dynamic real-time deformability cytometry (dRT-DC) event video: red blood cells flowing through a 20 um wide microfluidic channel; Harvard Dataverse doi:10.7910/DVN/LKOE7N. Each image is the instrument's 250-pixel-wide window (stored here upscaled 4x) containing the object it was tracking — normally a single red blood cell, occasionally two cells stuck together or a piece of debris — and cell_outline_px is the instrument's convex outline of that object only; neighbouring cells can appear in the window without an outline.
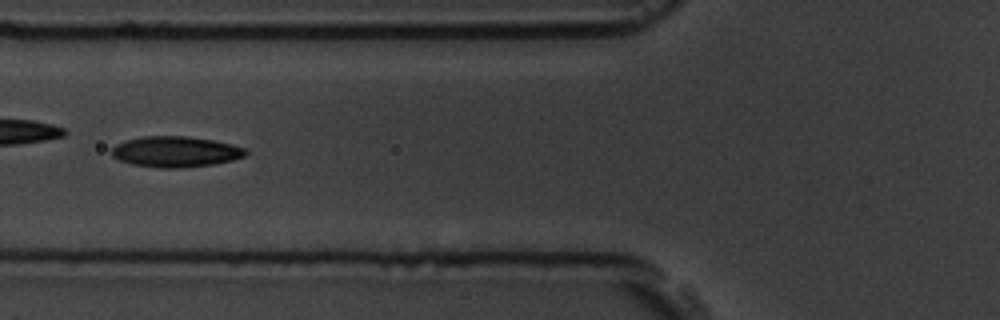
{"species": "common noctule bat (a hibernating species)", "species_latin": "Nyctalus noctula", "temperature_condition": "room temperature", "stored_images_in_passage": 50, "camera_frame_rate_fps": 3000, "um_per_image_px": 0.085, "animal": {"sex": "male", "body_mass_g": 19.5, "forearm_length_mm": 54.6}, "frame": {"image": 1, "passage_image": 22, "time_ms": 7.0, "image_size_px": [1000, 320], "cell_outline_px": [[248, 152], [244, 156], [232, 160], [212, 164], [180, 168], [160, 168], [132, 164], [120, 160], [112, 156], [112, 148], [116, 144], [124, 140], [144, 136], [188, 136], [212, 140], [232, 144], [244, 148]], "centroid_in_image_um": [14.9, 12.89], "position_along_channel_um": 110.9, "area_um2": 23.93}, "authors_computed_cell_mechanics": {"area_um2": 22.8021, "velocity_mm_per_s": 3.5451, "shape_relaxation_time_tau1_ms": 3.6059, "shape_relaxation_time_tau2_ms": 3.8744, "deformation_change_tau1": 0.1569, "deformation_change_tau2": 0.0836}}